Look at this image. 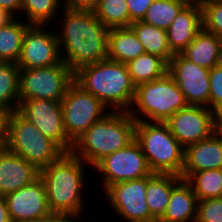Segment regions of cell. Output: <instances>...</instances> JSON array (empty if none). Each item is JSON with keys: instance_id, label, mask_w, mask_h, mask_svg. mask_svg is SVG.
<instances>
[{"instance_id": "7bdbcfd3", "label": "cell", "mask_w": 222, "mask_h": 222, "mask_svg": "<svg viewBox=\"0 0 222 222\" xmlns=\"http://www.w3.org/2000/svg\"><path fill=\"white\" fill-rule=\"evenodd\" d=\"M188 4H198L200 7L203 5V0H183Z\"/></svg>"}, {"instance_id": "f546056e", "label": "cell", "mask_w": 222, "mask_h": 222, "mask_svg": "<svg viewBox=\"0 0 222 222\" xmlns=\"http://www.w3.org/2000/svg\"><path fill=\"white\" fill-rule=\"evenodd\" d=\"M93 11L95 17L109 29L130 27L132 24L126 0H99Z\"/></svg>"}, {"instance_id": "9a60e30c", "label": "cell", "mask_w": 222, "mask_h": 222, "mask_svg": "<svg viewBox=\"0 0 222 222\" xmlns=\"http://www.w3.org/2000/svg\"><path fill=\"white\" fill-rule=\"evenodd\" d=\"M209 71L181 53L175 54L168 64V73L177 83L188 104L207 108L210 95Z\"/></svg>"}, {"instance_id": "ffe728a7", "label": "cell", "mask_w": 222, "mask_h": 222, "mask_svg": "<svg viewBox=\"0 0 222 222\" xmlns=\"http://www.w3.org/2000/svg\"><path fill=\"white\" fill-rule=\"evenodd\" d=\"M198 199L191 185L181 179L172 189L163 216L157 222H196Z\"/></svg>"}, {"instance_id": "f6af8a7d", "label": "cell", "mask_w": 222, "mask_h": 222, "mask_svg": "<svg viewBox=\"0 0 222 222\" xmlns=\"http://www.w3.org/2000/svg\"><path fill=\"white\" fill-rule=\"evenodd\" d=\"M215 2H222V0H203V4H210Z\"/></svg>"}, {"instance_id": "e575fe53", "label": "cell", "mask_w": 222, "mask_h": 222, "mask_svg": "<svg viewBox=\"0 0 222 222\" xmlns=\"http://www.w3.org/2000/svg\"><path fill=\"white\" fill-rule=\"evenodd\" d=\"M154 0H126L132 22L142 21Z\"/></svg>"}, {"instance_id": "b9f144b4", "label": "cell", "mask_w": 222, "mask_h": 222, "mask_svg": "<svg viewBox=\"0 0 222 222\" xmlns=\"http://www.w3.org/2000/svg\"><path fill=\"white\" fill-rule=\"evenodd\" d=\"M4 116L1 112H0V134H4Z\"/></svg>"}, {"instance_id": "f1b7e54d", "label": "cell", "mask_w": 222, "mask_h": 222, "mask_svg": "<svg viewBox=\"0 0 222 222\" xmlns=\"http://www.w3.org/2000/svg\"><path fill=\"white\" fill-rule=\"evenodd\" d=\"M188 3L183 0H154L142 19L143 22L167 30Z\"/></svg>"}, {"instance_id": "d4e9b609", "label": "cell", "mask_w": 222, "mask_h": 222, "mask_svg": "<svg viewBox=\"0 0 222 222\" xmlns=\"http://www.w3.org/2000/svg\"><path fill=\"white\" fill-rule=\"evenodd\" d=\"M20 68L15 63L0 62V112L3 115L18 110Z\"/></svg>"}, {"instance_id": "8d00e7d4", "label": "cell", "mask_w": 222, "mask_h": 222, "mask_svg": "<svg viewBox=\"0 0 222 222\" xmlns=\"http://www.w3.org/2000/svg\"><path fill=\"white\" fill-rule=\"evenodd\" d=\"M81 216L83 215L77 213H50L40 222H82Z\"/></svg>"}, {"instance_id": "7c38bea8", "label": "cell", "mask_w": 222, "mask_h": 222, "mask_svg": "<svg viewBox=\"0 0 222 222\" xmlns=\"http://www.w3.org/2000/svg\"><path fill=\"white\" fill-rule=\"evenodd\" d=\"M45 136L55 141L65 152H71L73 142L67 137L63 124L61 102L50 99L22 101L17 110Z\"/></svg>"}, {"instance_id": "d590c367", "label": "cell", "mask_w": 222, "mask_h": 222, "mask_svg": "<svg viewBox=\"0 0 222 222\" xmlns=\"http://www.w3.org/2000/svg\"><path fill=\"white\" fill-rule=\"evenodd\" d=\"M64 1V2H63ZM99 0H62L61 4L67 9L91 10L93 11Z\"/></svg>"}, {"instance_id": "7a4b0ae2", "label": "cell", "mask_w": 222, "mask_h": 222, "mask_svg": "<svg viewBox=\"0 0 222 222\" xmlns=\"http://www.w3.org/2000/svg\"><path fill=\"white\" fill-rule=\"evenodd\" d=\"M74 82L114 111H129L136 86L125 63L104 59L74 72Z\"/></svg>"}, {"instance_id": "8992f818", "label": "cell", "mask_w": 222, "mask_h": 222, "mask_svg": "<svg viewBox=\"0 0 222 222\" xmlns=\"http://www.w3.org/2000/svg\"><path fill=\"white\" fill-rule=\"evenodd\" d=\"M135 140L140 145L153 173L181 176L184 148L165 122L136 121Z\"/></svg>"}, {"instance_id": "ee69618b", "label": "cell", "mask_w": 222, "mask_h": 222, "mask_svg": "<svg viewBox=\"0 0 222 222\" xmlns=\"http://www.w3.org/2000/svg\"><path fill=\"white\" fill-rule=\"evenodd\" d=\"M5 148L4 134H0V152Z\"/></svg>"}, {"instance_id": "3957f363", "label": "cell", "mask_w": 222, "mask_h": 222, "mask_svg": "<svg viewBox=\"0 0 222 222\" xmlns=\"http://www.w3.org/2000/svg\"><path fill=\"white\" fill-rule=\"evenodd\" d=\"M86 165L72 152H65L58 160L40 170L39 176L45 184L51 213H83L85 198L81 194L86 184Z\"/></svg>"}, {"instance_id": "44dd1931", "label": "cell", "mask_w": 222, "mask_h": 222, "mask_svg": "<svg viewBox=\"0 0 222 222\" xmlns=\"http://www.w3.org/2000/svg\"><path fill=\"white\" fill-rule=\"evenodd\" d=\"M181 54L197 65L211 70L222 63V40L201 29Z\"/></svg>"}, {"instance_id": "30bf717a", "label": "cell", "mask_w": 222, "mask_h": 222, "mask_svg": "<svg viewBox=\"0 0 222 222\" xmlns=\"http://www.w3.org/2000/svg\"><path fill=\"white\" fill-rule=\"evenodd\" d=\"M93 169L103 174V192L112 184L147 177L153 173L135 139L126 147L105 156Z\"/></svg>"}, {"instance_id": "8fae6325", "label": "cell", "mask_w": 222, "mask_h": 222, "mask_svg": "<svg viewBox=\"0 0 222 222\" xmlns=\"http://www.w3.org/2000/svg\"><path fill=\"white\" fill-rule=\"evenodd\" d=\"M147 177L110 185L104 192L113 212L126 222H157L146 203Z\"/></svg>"}, {"instance_id": "ba28073f", "label": "cell", "mask_w": 222, "mask_h": 222, "mask_svg": "<svg viewBox=\"0 0 222 222\" xmlns=\"http://www.w3.org/2000/svg\"><path fill=\"white\" fill-rule=\"evenodd\" d=\"M74 72L62 61L59 64L34 69L20 68L19 104L31 99L62 101Z\"/></svg>"}, {"instance_id": "ab89813d", "label": "cell", "mask_w": 222, "mask_h": 222, "mask_svg": "<svg viewBox=\"0 0 222 222\" xmlns=\"http://www.w3.org/2000/svg\"><path fill=\"white\" fill-rule=\"evenodd\" d=\"M14 19L15 17L11 13L0 8V27L9 24Z\"/></svg>"}, {"instance_id": "83f0119b", "label": "cell", "mask_w": 222, "mask_h": 222, "mask_svg": "<svg viewBox=\"0 0 222 222\" xmlns=\"http://www.w3.org/2000/svg\"><path fill=\"white\" fill-rule=\"evenodd\" d=\"M186 181L191 185L198 201L222 198V168L194 172Z\"/></svg>"}, {"instance_id": "5b68a950", "label": "cell", "mask_w": 222, "mask_h": 222, "mask_svg": "<svg viewBox=\"0 0 222 222\" xmlns=\"http://www.w3.org/2000/svg\"><path fill=\"white\" fill-rule=\"evenodd\" d=\"M5 148L33 164L39 171L65 151L18 111L4 116Z\"/></svg>"}, {"instance_id": "1f68e13d", "label": "cell", "mask_w": 222, "mask_h": 222, "mask_svg": "<svg viewBox=\"0 0 222 222\" xmlns=\"http://www.w3.org/2000/svg\"><path fill=\"white\" fill-rule=\"evenodd\" d=\"M202 29L222 40V2L203 4Z\"/></svg>"}, {"instance_id": "2e32d148", "label": "cell", "mask_w": 222, "mask_h": 222, "mask_svg": "<svg viewBox=\"0 0 222 222\" xmlns=\"http://www.w3.org/2000/svg\"><path fill=\"white\" fill-rule=\"evenodd\" d=\"M4 197L13 222H40L51 213L45 184L40 176L31 184Z\"/></svg>"}, {"instance_id": "5bb4252c", "label": "cell", "mask_w": 222, "mask_h": 222, "mask_svg": "<svg viewBox=\"0 0 222 222\" xmlns=\"http://www.w3.org/2000/svg\"><path fill=\"white\" fill-rule=\"evenodd\" d=\"M49 25H31L23 38L19 68L34 69L62 62L57 33L49 32Z\"/></svg>"}, {"instance_id": "4dcf8cb0", "label": "cell", "mask_w": 222, "mask_h": 222, "mask_svg": "<svg viewBox=\"0 0 222 222\" xmlns=\"http://www.w3.org/2000/svg\"><path fill=\"white\" fill-rule=\"evenodd\" d=\"M60 4V0H21L19 14L24 11L23 14H27L25 22L30 25H48L62 7Z\"/></svg>"}, {"instance_id": "ac0fdd59", "label": "cell", "mask_w": 222, "mask_h": 222, "mask_svg": "<svg viewBox=\"0 0 222 222\" xmlns=\"http://www.w3.org/2000/svg\"><path fill=\"white\" fill-rule=\"evenodd\" d=\"M39 170L6 148L0 152V195L17 191L39 177Z\"/></svg>"}, {"instance_id": "74e56055", "label": "cell", "mask_w": 222, "mask_h": 222, "mask_svg": "<svg viewBox=\"0 0 222 222\" xmlns=\"http://www.w3.org/2000/svg\"><path fill=\"white\" fill-rule=\"evenodd\" d=\"M0 8L8 11L15 17L21 11V0H0Z\"/></svg>"}, {"instance_id": "cb8c5ba5", "label": "cell", "mask_w": 222, "mask_h": 222, "mask_svg": "<svg viewBox=\"0 0 222 222\" xmlns=\"http://www.w3.org/2000/svg\"><path fill=\"white\" fill-rule=\"evenodd\" d=\"M130 27L143 45L145 53L158 56L169 64L170 59L175 54L169 47L166 30L157 28L143 21L132 22Z\"/></svg>"}, {"instance_id": "52a82bcc", "label": "cell", "mask_w": 222, "mask_h": 222, "mask_svg": "<svg viewBox=\"0 0 222 222\" xmlns=\"http://www.w3.org/2000/svg\"><path fill=\"white\" fill-rule=\"evenodd\" d=\"M188 106L182 91L167 72L159 79L136 86L134 101L128 112L135 121H144L145 116L150 121L165 122L175 112Z\"/></svg>"}, {"instance_id": "e0dca14e", "label": "cell", "mask_w": 222, "mask_h": 222, "mask_svg": "<svg viewBox=\"0 0 222 222\" xmlns=\"http://www.w3.org/2000/svg\"><path fill=\"white\" fill-rule=\"evenodd\" d=\"M222 168V136L215 131L209 138L184 149L182 179L192 173Z\"/></svg>"}, {"instance_id": "60d3db41", "label": "cell", "mask_w": 222, "mask_h": 222, "mask_svg": "<svg viewBox=\"0 0 222 222\" xmlns=\"http://www.w3.org/2000/svg\"><path fill=\"white\" fill-rule=\"evenodd\" d=\"M216 131L222 136V109L216 113Z\"/></svg>"}, {"instance_id": "7402d4cb", "label": "cell", "mask_w": 222, "mask_h": 222, "mask_svg": "<svg viewBox=\"0 0 222 222\" xmlns=\"http://www.w3.org/2000/svg\"><path fill=\"white\" fill-rule=\"evenodd\" d=\"M175 174L152 173L147 176L146 203L151 215L158 221L164 214L173 187L181 180Z\"/></svg>"}, {"instance_id": "d6986e66", "label": "cell", "mask_w": 222, "mask_h": 222, "mask_svg": "<svg viewBox=\"0 0 222 222\" xmlns=\"http://www.w3.org/2000/svg\"><path fill=\"white\" fill-rule=\"evenodd\" d=\"M202 29V9L187 4L166 30L168 44L174 54L181 53Z\"/></svg>"}, {"instance_id": "d6a6232c", "label": "cell", "mask_w": 222, "mask_h": 222, "mask_svg": "<svg viewBox=\"0 0 222 222\" xmlns=\"http://www.w3.org/2000/svg\"><path fill=\"white\" fill-rule=\"evenodd\" d=\"M196 222H222V198L199 200Z\"/></svg>"}, {"instance_id": "484cf974", "label": "cell", "mask_w": 222, "mask_h": 222, "mask_svg": "<svg viewBox=\"0 0 222 222\" xmlns=\"http://www.w3.org/2000/svg\"><path fill=\"white\" fill-rule=\"evenodd\" d=\"M19 20V18H15L9 24L0 27V62L17 64L24 35L31 26L29 23Z\"/></svg>"}, {"instance_id": "603a6c76", "label": "cell", "mask_w": 222, "mask_h": 222, "mask_svg": "<svg viewBox=\"0 0 222 222\" xmlns=\"http://www.w3.org/2000/svg\"><path fill=\"white\" fill-rule=\"evenodd\" d=\"M143 54H145L143 45L131 27L109 29L108 59L126 64Z\"/></svg>"}, {"instance_id": "f35d334b", "label": "cell", "mask_w": 222, "mask_h": 222, "mask_svg": "<svg viewBox=\"0 0 222 222\" xmlns=\"http://www.w3.org/2000/svg\"><path fill=\"white\" fill-rule=\"evenodd\" d=\"M0 222H13L4 195H0Z\"/></svg>"}, {"instance_id": "9c48e42d", "label": "cell", "mask_w": 222, "mask_h": 222, "mask_svg": "<svg viewBox=\"0 0 222 222\" xmlns=\"http://www.w3.org/2000/svg\"><path fill=\"white\" fill-rule=\"evenodd\" d=\"M61 107L65 132L73 143L96 121L108 114V108L98 98L74 81L67 88Z\"/></svg>"}, {"instance_id": "836d02e7", "label": "cell", "mask_w": 222, "mask_h": 222, "mask_svg": "<svg viewBox=\"0 0 222 222\" xmlns=\"http://www.w3.org/2000/svg\"><path fill=\"white\" fill-rule=\"evenodd\" d=\"M209 109L217 113L222 109V63L209 71Z\"/></svg>"}, {"instance_id": "277c9868", "label": "cell", "mask_w": 222, "mask_h": 222, "mask_svg": "<svg viewBox=\"0 0 222 222\" xmlns=\"http://www.w3.org/2000/svg\"><path fill=\"white\" fill-rule=\"evenodd\" d=\"M136 121L127 111H110L73 144L72 153L93 168L105 156L135 139Z\"/></svg>"}, {"instance_id": "4316f807", "label": "cell", "mask_w": 222, "mask_h": 222, "mask_svg": "<svg viewBox=\"0 0 222 222\" xmlns=\"http://www.w3.org/2000/svg\"><path fill=\"white\" fill-rule=\"evenodd\" d=\"M126 66L135 86L159 79L168 72V64L162 58L147 53L130 60Z\"/></svg>"}, {"instance_id": "4fadbf2b", "label": "cell", "mask_w": 222, "mask_h": 222, "mask_svg": "<svg viewBox=\"0 0 222 222\" xmlns=\"http://www.w3.org/2000/svg\"><path fill=\"white\" fill-rule=\"evenodd\" d=\"M165 123L185 149L216 131V113L205 106L189 105L175 112Z\"/></svg>"}, {"instance_id": "6da1fadb", "label": "cell", "mask_w": 222, "mask_h": 222, "mask_svg": "<svg viewBox=\"0 0 222 222\" xmlns=\"http://www.w3.org/2000/svg\"><path fill=\"white\" fill-rule=\"evenodd\" d=\"M60 10L64 20L57 37L62 61L75 72L84 65L107 59L109 28L95 17L94 11L64 7Z\"/></svg>"}]
</instances>
